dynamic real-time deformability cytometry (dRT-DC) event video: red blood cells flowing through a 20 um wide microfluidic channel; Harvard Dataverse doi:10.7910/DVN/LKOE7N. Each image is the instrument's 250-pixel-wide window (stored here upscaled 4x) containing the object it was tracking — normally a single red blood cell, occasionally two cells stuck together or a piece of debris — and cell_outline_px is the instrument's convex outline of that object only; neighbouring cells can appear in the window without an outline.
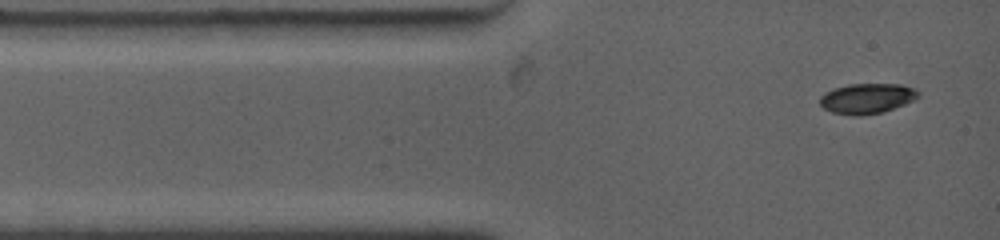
{"species": "common noctule bat (a hibernating species)", "species_latin": "Nyctalus noctula", "temperature_condition": "warm", "stored_images_in_passage": 3, "camera_frame_rate_fps": 4500, "um_per_image_px": 0.085, "animal": {"sex": "female", "body_mass_g": 19.0, "forearm_length_mm": 53.3}, "frame": {"image": 1, "passage_image": 1, "time_ms": 0.0, "image_size_px": [1000, 240], "cell_outline_px": [[920, 96], [904, 104], [880, 112], [860, 116], [856, 116], [832, 112], [824, 108], [820, 104], [820, 96], [832, 88], [848, 84], [900, 84], [912, 88], [920, 92]], "centroid_in_image_um": [73.66, 8.36], "position_along_channel_um": 11.3, "area_um2": 17.17}}
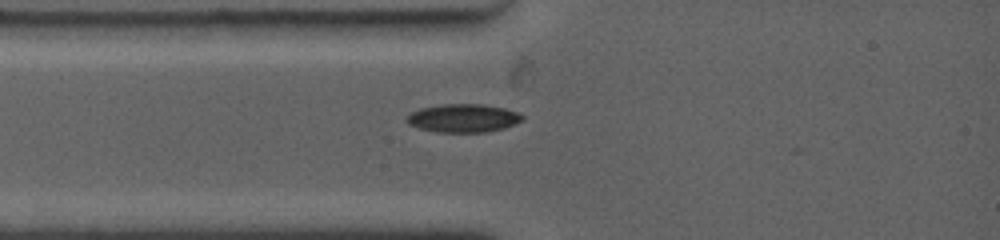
{"frame": {"image": 2, "passage_image": 3, "time_ms": 1.778, "image_size_px": [1000, 240], "cell_outline_px": [[524, 120], [504, 128], [484, 132], [436, 132], [420, 128], [408, 124], [408, 116], [412, 112], [420, 108], [444, 104], [484, 104], [504, 108], [516, 112], [524, 116]], "centroid_in_image_um": [39.4, 10.04], "position_along_channel_um": 45.6, "area_um2": 18.9}}